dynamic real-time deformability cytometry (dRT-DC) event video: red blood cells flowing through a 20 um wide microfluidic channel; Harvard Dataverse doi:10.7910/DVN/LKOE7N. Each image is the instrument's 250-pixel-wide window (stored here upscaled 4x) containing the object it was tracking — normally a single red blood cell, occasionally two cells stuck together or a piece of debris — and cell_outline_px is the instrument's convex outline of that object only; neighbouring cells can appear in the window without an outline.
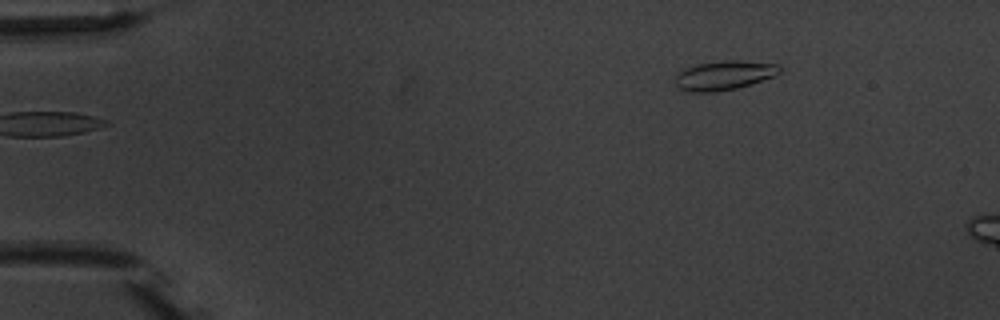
{"species": "common noctule bat (a hibernating species)", "species_latin": "Nyctalus noctula", "temperature_condition": "warm", "stored_images_in_passage": 3, "camera_frame_rate_fps": 3000, "um_per_image_px": 0.085, "animal": {"sex": "male", "body_mass_g": 20.1, "forearm_length_mm": 53.5}, "frame": {"image": 1, "passage_image": 3, "time_ms": 2.333, "image_size_px": [1000, 320], "cell_outline_px": [[780, 72], [772, 76], [736, 88], [716, 92], [688, 92], [680, 88], [676, 84], [676, 76], [684, 68], [700, 64], [728, 60], [732, 60], [776, 64], [780, 68]], "centroid_in_image_um": [61.5, 6.41], "position_along_channel_um": 23.5, "area_um2": 17.22}}